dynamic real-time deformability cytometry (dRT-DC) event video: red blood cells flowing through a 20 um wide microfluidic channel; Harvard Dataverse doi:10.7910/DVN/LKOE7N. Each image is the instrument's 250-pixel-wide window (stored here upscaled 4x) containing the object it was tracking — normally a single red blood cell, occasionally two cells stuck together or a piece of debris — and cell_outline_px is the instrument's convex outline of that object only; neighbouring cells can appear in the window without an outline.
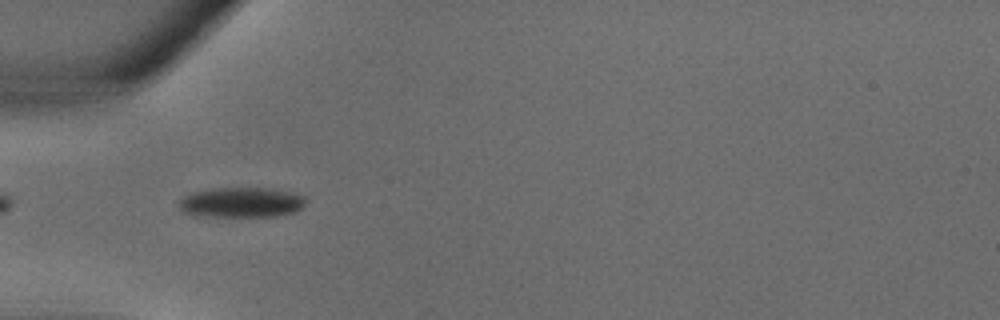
{"species": "common noctule bat (a hibernating species)", "species_latin": "Nyctalus noctula", "temperature_condition": "warm", "stored_images_in_passage": 25, "camera_frame_rate_fps": 3000, "um_per_image_px": 0.085, "animal": {"sex": "male", "body_mass_g": 18.8}, "frame": {"image": 1, "passage_image": 1, "time_ms": 0.0, "image_size_px": [1000, 320], "cell_outline_px": [[308, 200], [296, 212], [276, 216], [196, 216], [184, 212], [180, 208], [180, 200], [184, 196], [192, 192], [212, 188], [264, 188], [296, 192], [304, 196]], "centroid_in_image_um": [20.55, 17.2], "position_along_channel_um": 64.4, "area_um2": 22.37}}
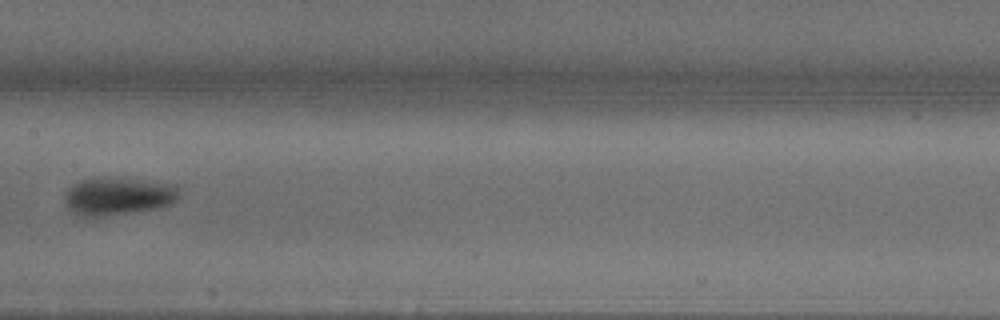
{"frame": {"image": 2, "passage_image": 8, "time_ms": 2.333, "image_size_px": [1000, 320], "cell_outline_px": [[180, 188], [176, 200], [168, 204], [156, 208], [104, 216], [76, 216], [64, 204], [64, 192], [72, 184], [84, 180], [104, 176], [108, 176], [176, 184]], "centroid_in_image_um": [9.98, 16.66], "position_along_channel_um": 197.4, "area_um2": 25.43}}
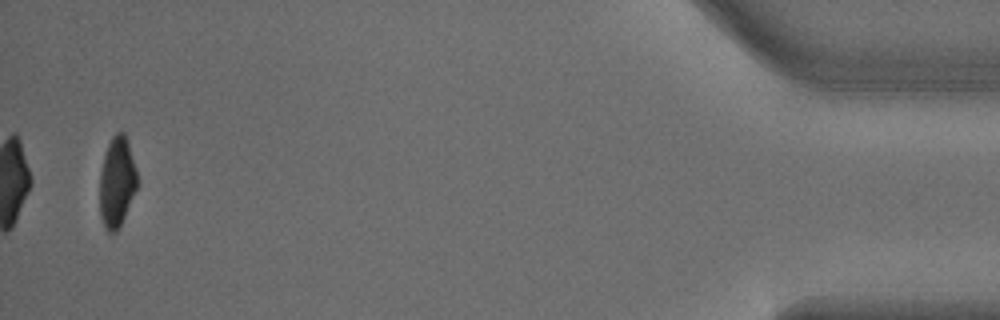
{"frame": {"image": 3, "passage_image": 24, "time_ms": 7.667, "image_size_px": [1000, 320], "cell_outline_px": [[136, 188], [120, 228], [116, 232], [108, 232], [104, 228], [100, 216], [100, 172], [104, 156], [108, 144], [112, 136], [116, 132], [124, 132], [136, 168]], "centroid_in_image_um": [9.91, 15.51], "position_along_channel_um": 425.3, "area_um2": 19.54}}